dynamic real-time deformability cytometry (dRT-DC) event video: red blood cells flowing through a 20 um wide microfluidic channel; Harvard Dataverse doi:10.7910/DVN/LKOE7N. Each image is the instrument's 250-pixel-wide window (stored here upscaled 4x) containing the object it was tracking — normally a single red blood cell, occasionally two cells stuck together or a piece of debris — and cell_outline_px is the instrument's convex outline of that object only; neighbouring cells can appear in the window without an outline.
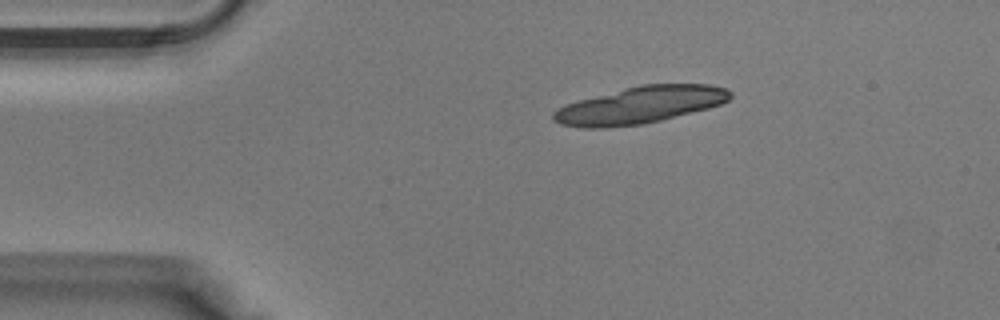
{"species": "Egyptian fruit bat (a non-hibernating species)", "species_latin": "Rousettus aegyptiacus", "temperature_condition": "warm", "stored_images_in_passage": 32, "camera_frame_rate_fps": 3000, "um_per_image_px": 0.085, "animal": {"sex": "male"}, "frame": {"image": 1, "passage_image": 1, "time_ms": 0.0, "image_size_px": [1000, 320], "cell_outline_px": [[732, 96], [728, 100], [720, 104], [708, 108], [644, 124], [604, 128], [580, 128], [560, 124], [552, 120], [552, 112], [564, 104], [624, 88], [640, 84], [708, 84], [724, 88], [732, 92]], "centroid_in_image_um": [54.36, 8.94], "position_along_channel_um": 30.6, "area_um2": 38.09}}